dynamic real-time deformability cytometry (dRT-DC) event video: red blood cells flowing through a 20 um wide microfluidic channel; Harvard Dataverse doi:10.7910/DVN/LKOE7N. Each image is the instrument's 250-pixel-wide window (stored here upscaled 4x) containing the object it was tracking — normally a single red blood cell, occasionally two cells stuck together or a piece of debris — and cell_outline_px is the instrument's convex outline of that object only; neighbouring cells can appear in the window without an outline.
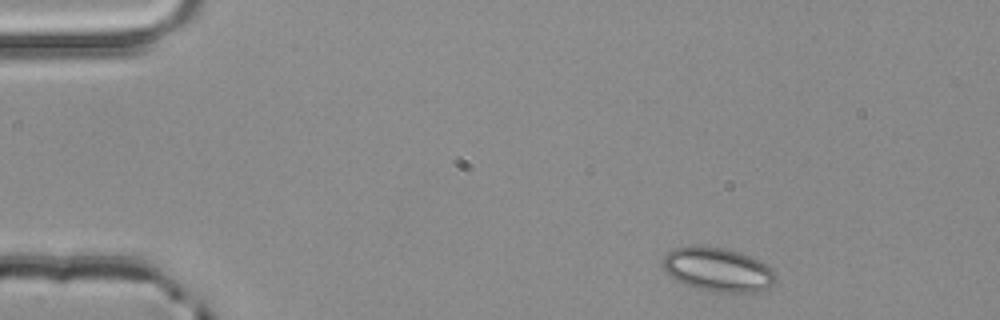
{"species": "common noctule bat (a hibernating species)", "species_latin": "Nyctalus noctula", "temperature_condition": "room temperature", "stored_images_in_passage": 3, "camera_frame_rate_fps": 3000, "um_per_image_px": 0.085, "animal": {"sex": "male", "body_mass_g": 20.4}, "frame": {"image": 1, "passage_image": 1, "time_ms": 0.0, "image_size_px": [1000, 320], "cell_outline_px": [[776, 280], [768, 288], [756, 292], [716, 292], [696, 288], [684, 284], [676, 280], [664, 268], [664, 256], [672, 248], [728, 248], [740, 252], [760, 260], [772, 268], [776, 276]], "centroid_in_image_um": [61.09, 22.94], "position_along_channel_um": 23.9, "area_um2": 28.38}}